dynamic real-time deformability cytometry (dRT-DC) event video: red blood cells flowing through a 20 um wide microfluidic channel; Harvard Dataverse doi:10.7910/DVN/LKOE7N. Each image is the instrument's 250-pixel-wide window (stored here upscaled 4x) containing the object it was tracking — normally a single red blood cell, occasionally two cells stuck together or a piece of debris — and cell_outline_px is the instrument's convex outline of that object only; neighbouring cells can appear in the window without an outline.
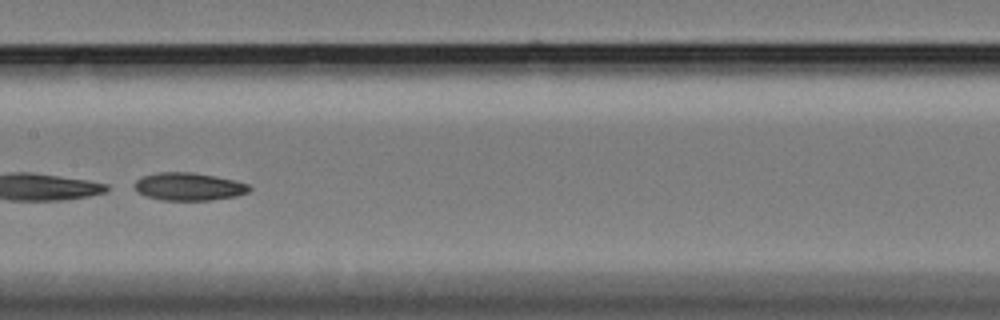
{"species": "Egyptian fruit bat (a non-hibernating species)", "species_latin": "Rousettus aegyptiacus", "temperature_condition": "cold", "stored_images_in_passage": 34, "segment_of_instrument_passage": [2, 2], "camera_frame_rate_fps": 3000, "um_per_image_px": 0.085, "animal": {"sex": "female"}, "frame": {"image": 1, "passage_image": 31, "time_ms": 10.0, "image_size_px": [1000, 320], "cell_outline_px": [[252, 188], [248, 192], [236, 196], [208, 200], [160, 200], [148, 196], [140, 192], [136, 188], [136, 180], [144, 176], [160, 172], [192, 172], [232, 180], [248, 184]], "centroid_in_image_um": [16.07, 15.86], "position_along_channel_um": 191.3, "area_um2": 18.15}}